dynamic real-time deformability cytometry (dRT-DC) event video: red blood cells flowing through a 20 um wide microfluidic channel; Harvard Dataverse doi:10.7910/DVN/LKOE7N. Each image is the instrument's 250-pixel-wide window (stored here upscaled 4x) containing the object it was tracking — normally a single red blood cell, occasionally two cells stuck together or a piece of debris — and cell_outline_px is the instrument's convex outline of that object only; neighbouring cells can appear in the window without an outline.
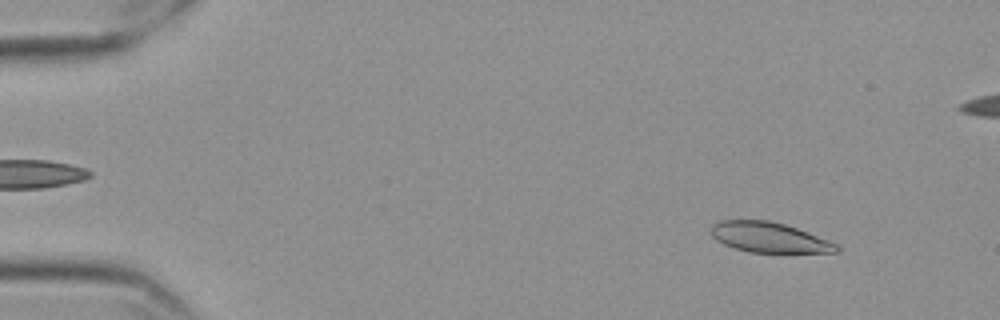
{"species": "Egyptian fruit bat (a non-hibernating species)", "species_latin": "Rousettus aegyptiacus", "temperature_condition": "cold", "stored_images_in_passage": 57, "camera_frame_rate_fps": 3000, "um_per_image_px": 0.085, "frame": {"image": 1, "passage_image": 6, "time_ms": 1.667, "image_size_px": [1000, 320], "cell_outline_px": [[840, 252], [748, 252], [724, 244], [716, 240], [712, 236], [712, 224], [720, 220], [768, 220], [784, 224], [808, 232], [840, 244]], "centroid_in_image_um": [65.41, 20.18], "position_along_channel_um": 19.6, "area_um2": 22.02}}
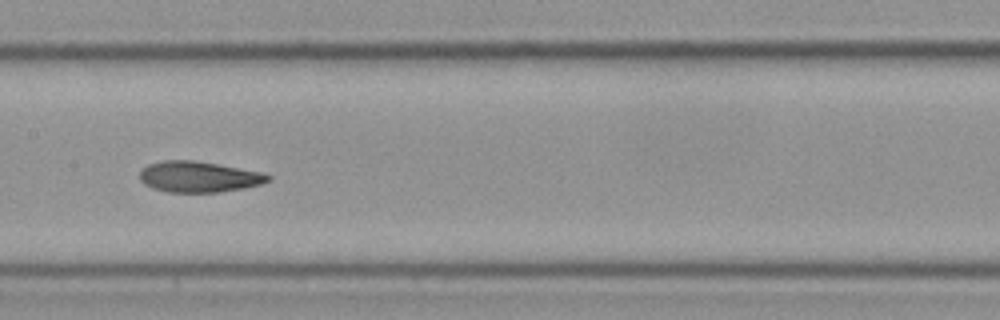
{"frame": {"image": 2, "passage_image": 29, "time_ms": 9.333, "image_size_px": [1000, 320], "cell_outline_px": [[272, 180], [260, 184], [244, 188], [220, 192], [168, 192], [152, 188], [144, 184], [140, 180], [140, 172], [148, 164], [164, 160], [192, 160], [264, 172], [272, 176]], "centroid_in_image_um": [16.92, 15.03], "position_along_channel_um": 190.5, "area_um2": 23.12}}
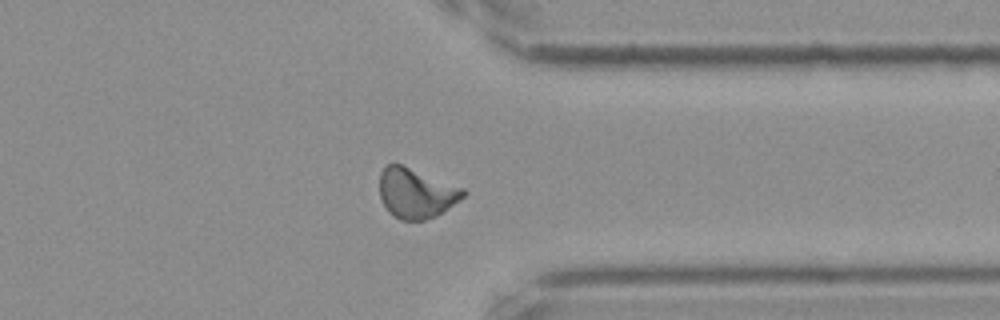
{"frame": {"image": 3, "passage_image": 45, "time_ms": 14.667, "image_size_px": [1000, 320], "cell_outline_px": [[468, 192], [460, 200], [436, 216], [424, 220], [400, 220], [388, 212], [380, 200], [380, 172], [388, 164], [400, 164], [464, 188]], "centroid_in_image_um": [35.36, 16.43], "position_along_channel_um": 376.0, "area_um2": 24.28}, "authors_computed_cell_mechanics": {"area_um2": 23.5246, "velocity_mm_per_s": 3.5411, "shape_relaxation_time_tau1_ms": 5.294, "shape_relaxation_time_tau2_ms": 2.2053, "deformation_change_tau1": 0.1498, "deformation_change_tau2": 0.0799}}